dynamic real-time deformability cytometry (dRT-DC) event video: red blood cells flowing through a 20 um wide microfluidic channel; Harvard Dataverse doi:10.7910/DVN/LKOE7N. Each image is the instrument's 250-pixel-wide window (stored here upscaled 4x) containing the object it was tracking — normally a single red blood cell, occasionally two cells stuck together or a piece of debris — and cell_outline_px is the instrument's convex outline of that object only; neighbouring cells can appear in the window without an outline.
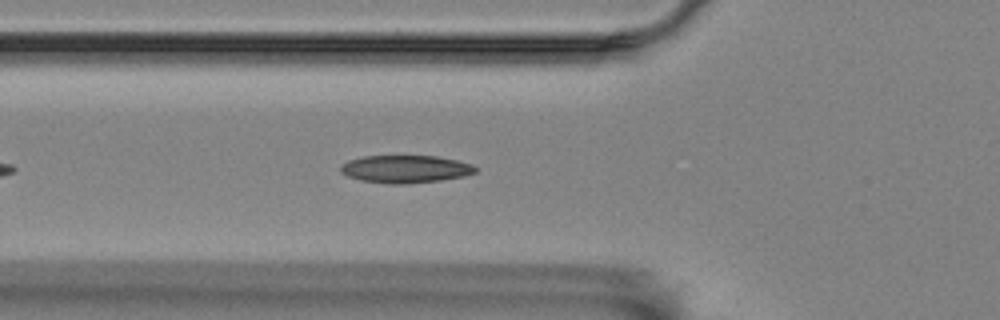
{"species": "Egyptian fruit bat (a non-hibernating species)", "species_latin": "Rousettus aegyptiacus", "temperature_condition": "room temperature", "stored_images_in_passage": 40, "camera_frame_rate_fps": 3000, "um_per_image_px": 0.085, "animal": {"sex": "female"}, "frame": {"image": 1, "passage_image": 2, "time_ms": 0.333, "image_size_px": [1000, 320], "cell_outline_px": [[476, 172], [464, 176], [440, 180], [404, 184], [388, 184], [360, 180], [348, 176], [340, 172], [340, 164], [348, 160], [364, 156], [436, 156], [456, 160], [472, 164], [476, 168]], "centroid_in_image_um": [34.42, 14.37], "position_along_channel_um": 91.4, "area_um2": 21.73}}
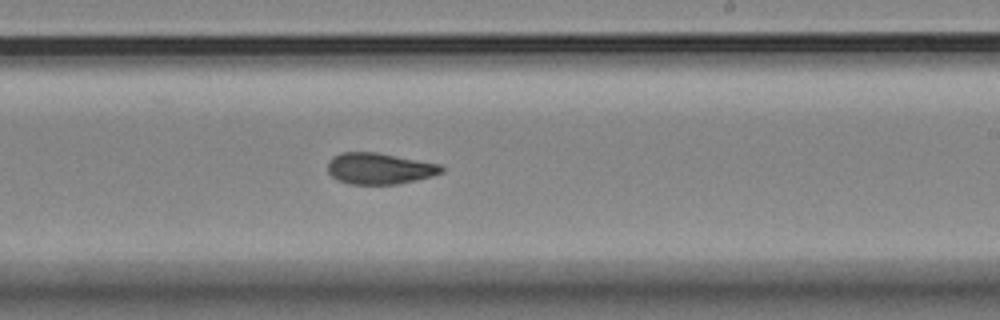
{"frame": {"image": 2, "passage_image": 16, "time_ms": 5.0, "image_size_px": [1000, 320], "cell_outline_px": [[444, 172], [432, 176], [396, 184], [348, 184], [336, 180], [328, 172], [328, 160], [332, 156], [340, 152], [376, 152], [440, 164], [444, 168]], "centroid_in_image_um": [32.22, 14.32], "position_along_channel_um": 256.8, "area_um2": 20.81}}
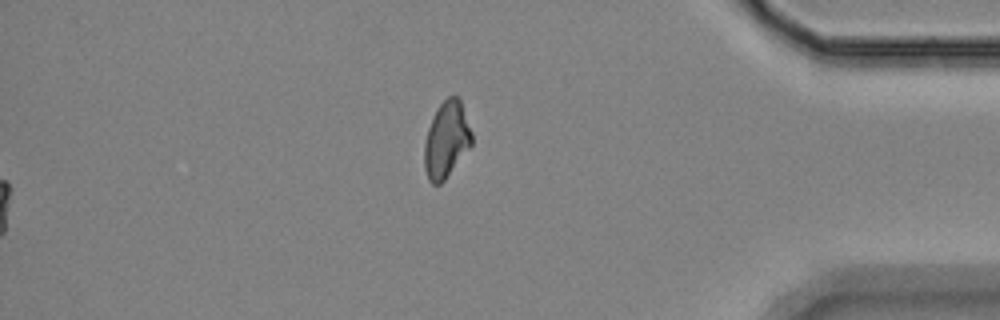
{"frame": {"image": 3, "passage_image": 40, "time_ms": 13.0, "image_size_px": [1000, 320], "cell_outline_px": [[472, 144], [444, 180], [440, 184], [432, 184], [428, 180], [424, 168], [424, 144], [428, 128], [440, 104], [448, 96], [456, 96], [460, 100], [472, 132]], "centroid_in_image_um": [37.94, 11.9], "position_along_channel_um": 397.3, "area_um2": 20.75}, "authors_computed_cell_mechanics": {"area_um2": 21.0103, "velocity_mm_per_s": 3.5286, "shape_relaxation_time_tau1_ms": null, "shape_relaxation_time_tau2_ms": 3.6069, "deformation_change_tau1": null, "deformation_change_tau2": 0.0924}}